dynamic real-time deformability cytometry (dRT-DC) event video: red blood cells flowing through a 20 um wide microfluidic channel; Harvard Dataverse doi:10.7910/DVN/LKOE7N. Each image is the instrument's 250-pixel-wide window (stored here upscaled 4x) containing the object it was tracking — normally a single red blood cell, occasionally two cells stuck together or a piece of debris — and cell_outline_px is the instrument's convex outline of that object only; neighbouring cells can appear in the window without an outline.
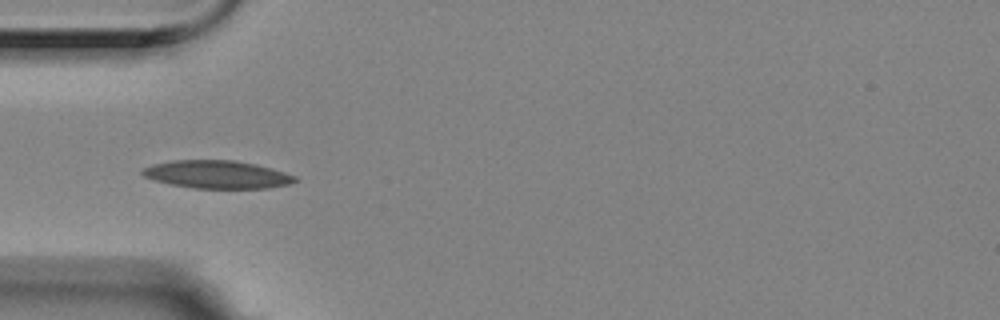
{"species": "Egyptian fruit bat (a non-hibernating species)", "species_latin": "Rousettus aegyptiacus", "temperature_condition": "room temperature", "stored_images_in_passage": 5, "camera_frame_rate_fps": 3000, "um_per_image_px": 0.085, "animal": {"sex": "female"}, "frame": {"image": 1, "passage_image": 4, "time_ms": 1.0, "image_size_px": [1000, 320], "cell_outline_px": [[300, 180], [288, 184], [268, 188], [192, 188], [168, 184], [144, 176], [140, 172], [144, 168], [152, 164], [172, 160], [232, 160], [256, 164], [284, 172], [296, 176]], "centroid_in_image_um": [18.45, 14.83], "position_along_channel_um": 66.6, "area_um2": 24.8}}
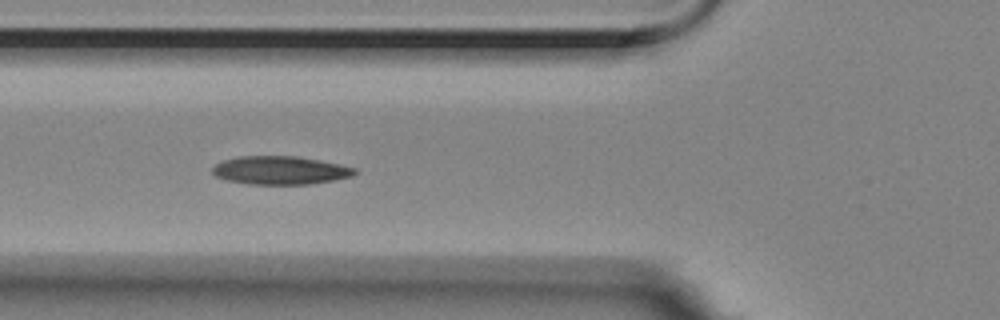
{"frame": {"image": 2, "passage_image": 5, "time_ms": 1.333, "image_size_px": [1000, 320], "cell_outline_px": [[356, 172], [352, 176], [332, 180], [308, 184], [248, 184], [228, 180], [216, 176], [212, 172], [212, 168], [216, 164], [224, 160], [236, 156], [296, 156], [320, 160], [340, 164], [356, 168]], "centroid_in_image_um": [23.81, 14.47], "position_along_channel_um": 102.0, "area_um2": 23.35}}